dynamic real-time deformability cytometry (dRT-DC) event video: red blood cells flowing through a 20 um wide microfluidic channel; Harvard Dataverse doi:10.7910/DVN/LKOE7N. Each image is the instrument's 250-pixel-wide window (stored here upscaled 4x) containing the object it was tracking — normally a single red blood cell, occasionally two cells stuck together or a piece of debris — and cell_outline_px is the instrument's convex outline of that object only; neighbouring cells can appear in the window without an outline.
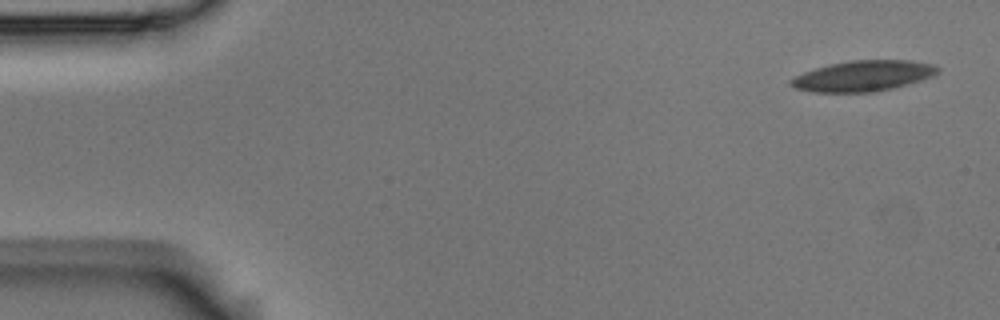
{"species": "Egyptian fruit bat (a non-hibernating species)", "species_latin": "Rousettus aegyptiacus", "temperature_condition": "room temperature", "stored_images_in_passage": 8, "camera_frame_rate_fps": 3000, "um_per_image_px": 0.085, "animal": {"sex": "male"}, "frame": {"image": 1, "passage_image": 1, "time_ms": 0.0, "image_size_px": [1000, 320], "cell_outline_px": [[940, 72], [936, 76], [908, 84], [892, 88], [872, 92], [812, 92], [796, 88], [788, 84], [788, 80], [804, 72], [828, 64], [852, 60], [908, 60], [936, 64], [940, 68]], "centroid_in_image_um": [73.42, 6.45], "position_along_channel_um": 11.6, "area_um2": 26.47}}
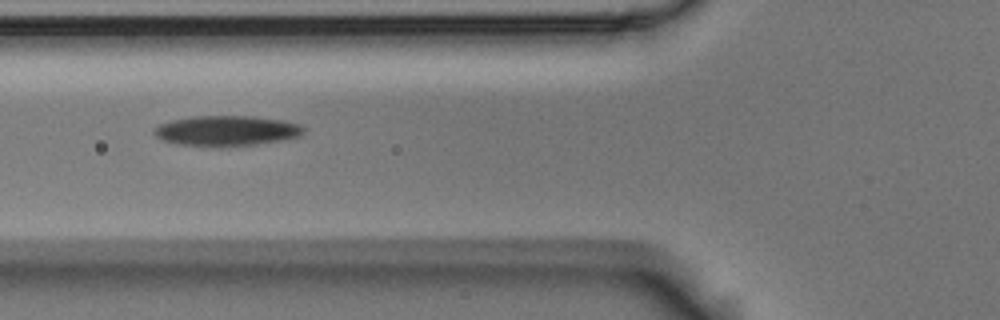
{"frame": {"image": 2, "passage_image": 6, "time_ms": 1.667, "image_size_px": [1000, 320], "cell_outline_px": [[304, 132], [300, 136], [280, 140], [256, 144], [220, 148], [176, 144], [164, 140], [156, 136], [152, 132], [160, 124], [172, 120], [196, 116], [252, 116], [284, 120], [300, 124], [304, 128]], "centroid_in_image_um": [19.26, 11.13], "position_along_channel_um": 106.5, "area_um2": 26.59}}
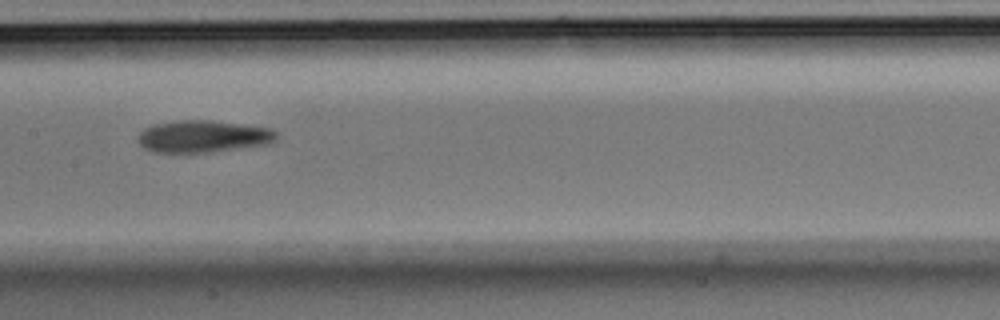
{"frame": {"image": 3, "passage_image": 8, "time_ms": 2.333, "image_size_px": [1000, 320], "cell_outline_px": [[276, 136], [268, 144], [208, 152], [152, 152], [144, 148], [140, 144], [140, 132], [144, 128], [152, 124], [176, 120], [212, 120], [272, 128], [276, 132]], "centroid_in_image_um": [17.24, 11.58], "position_along_channel_um": 190.2, "area_um2": 25.72}}